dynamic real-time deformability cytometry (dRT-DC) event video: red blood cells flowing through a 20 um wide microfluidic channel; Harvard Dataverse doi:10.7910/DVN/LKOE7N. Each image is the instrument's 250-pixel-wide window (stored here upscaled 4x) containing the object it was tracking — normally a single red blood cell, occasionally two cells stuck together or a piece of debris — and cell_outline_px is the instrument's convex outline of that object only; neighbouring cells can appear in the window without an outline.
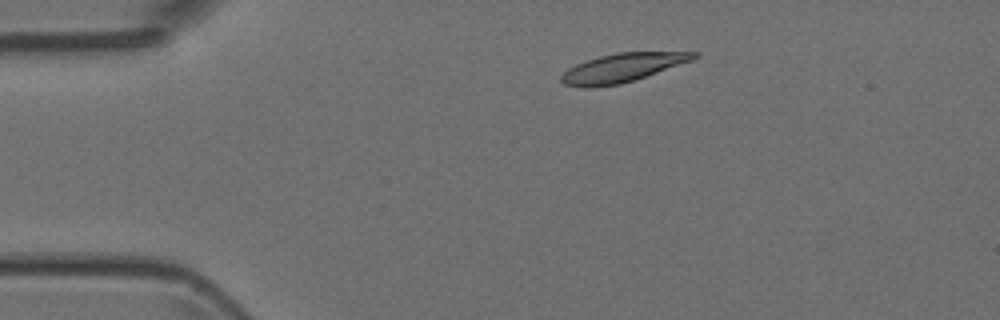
{"species": "Egyptian fruit bat (a non-hibernating species)", "species_latin": "Rousettus aegyptiacus", "temperature_condition": "room temperature", "stored_images_in_passage": 6, "camera_frame_rate_fps": 3000, "um_per_image_px": 0.085, "animal": {"sex": "female"}, "frame": {"image": 1, "passage_image": 2, "time_ms": 1.333, "image_size_px": [1000, 320], "cell_outline_px": [[700, 56], [692, 60], [620, 84], [588, 88], [584, 88], [564, 84], [560, 80], [560, 76], [568, 68], [576, 64], [600, 56], [616, 52], [700, 52]], "centroid_in_image_um": [52.86, 5.75], "position_along_channel_um": 32.1, "area_um2": 21.85}}
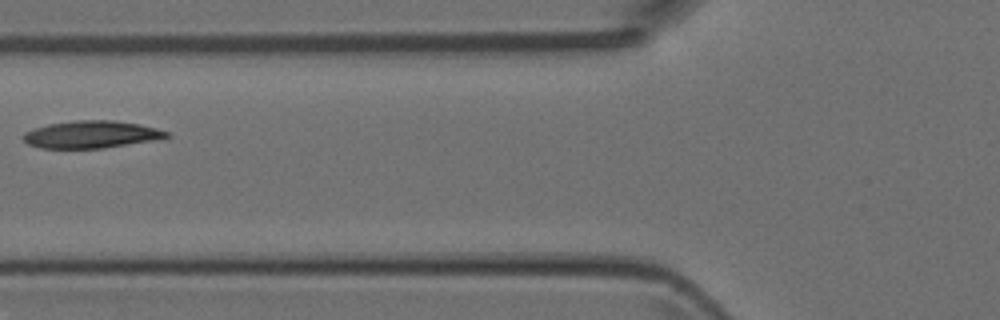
{"frame": {"image": 2, "passage_image": 5, "time_ms": 4.667, "image_size_px": [1000, 320], "cell_outline_px": [[172, 136], [152, 140], [104, 148], [40, 148], [28, 144], [24, 140], [24, 132], [32, 128], [48, 124], [76, 120], [112, 120], [140, 124], [156, 128], [168, 132]], "centroid_in_image_um": [7.74, 11.42], "position_along_channel_um": 118.1, "area_um2": 22.72}}
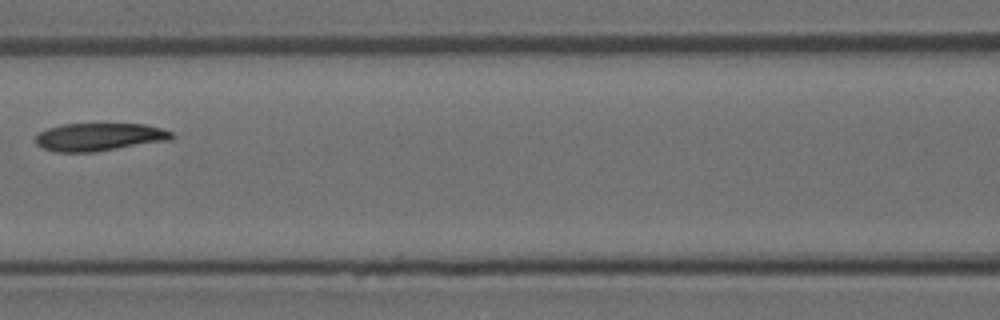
{"frame": {"image": 3, "passage_image": 6, "time_ms": 5.667, "image_size_px": [1000, 320], "cell_outline_px": [[176, 136], [172, 140], [92, 152], [56, 152], [44, 148], [36, 144], [36, 136], [40, 132], [48, 128], [64, 124], [144, 124], [160, 128], [172, 132]], "centroid_in_image_um": [8.47, 11.64], "position_along_channel_um": 158.1, "area_um2": 22.02}}